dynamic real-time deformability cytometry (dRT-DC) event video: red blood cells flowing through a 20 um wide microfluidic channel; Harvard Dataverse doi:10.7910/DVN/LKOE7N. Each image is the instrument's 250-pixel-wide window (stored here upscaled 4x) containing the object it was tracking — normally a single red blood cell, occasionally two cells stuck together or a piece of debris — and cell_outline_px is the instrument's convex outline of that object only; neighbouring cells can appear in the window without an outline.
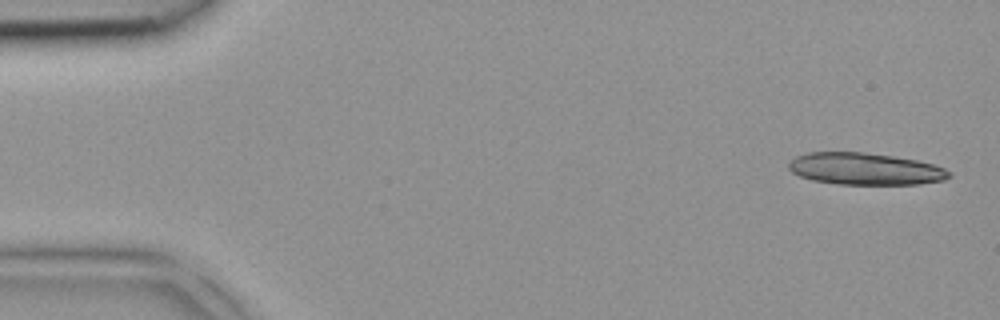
{"species": "common noctule bat (a hibernating species)", "species_latin": "Nyctalus noctula", "temperature_condition": "room temperature", "stored_images_in_passage": 3, "camera_frame_rate_fps": 3000, "um_per_image_px": 0.085, "animal": {"sex": "female", "body_mass_g": 18.4}, "frame": {"image": 1, "passage_image": 1, "time_ms": 0.0, "image_size_px": [1000, 320], "cell_outline_px": [[948, 176], [944, 180], [920, 184], [840, 184], [812, 180], [800, 176], [792, 172], [788, 168], [788, 164], [796, 156], [808, 152], [860, 152], [892, 156], [916, 160], [932, 164], [944, 168], [948, 172]], "centroid_in_image_um": [73.49, 14.35], "position_along_channel_um": 11.5, "area_um2": 29.54}}